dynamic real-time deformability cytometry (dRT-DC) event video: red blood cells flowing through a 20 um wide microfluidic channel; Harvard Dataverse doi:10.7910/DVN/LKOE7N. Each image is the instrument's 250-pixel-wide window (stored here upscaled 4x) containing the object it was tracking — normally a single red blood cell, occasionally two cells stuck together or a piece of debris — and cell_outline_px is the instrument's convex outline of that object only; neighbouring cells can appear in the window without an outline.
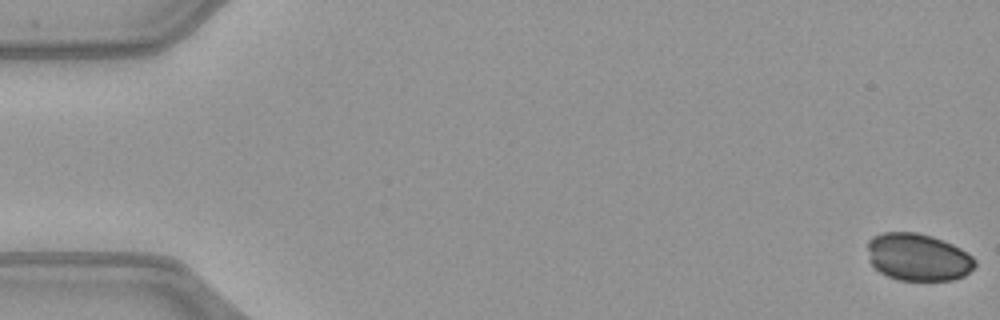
{"species": "common noctule bat (a hibernating species)", "species_latin": "Nyctalus noctula", "temperature_condition": "warm", "stored_images_in_passage": 51, "camera_frame_rate_fps": 3000, "um_per_image_px": 0.085, "animal": {"sex": "female", "body_mass_g": 21.9}, "frame": {"image": 1, "passage_image": 1, "time_ms": 0.0, "image_size_px": [1000, 320], "cell_outline_px": [[976, 264], [964, 276], [952, 280], [900, 280], [888, 276], [880, 272], [868, 260], [868, 240], [872, 236], [884, 232], [916, 232], [932, 236], [944, 240], [960, 248], [972, 256], [976, 260]], "centroid_in_image_um": [78.02, 21.84], "position_along_channel_um": 7.0, "area_um2": 29.71}}
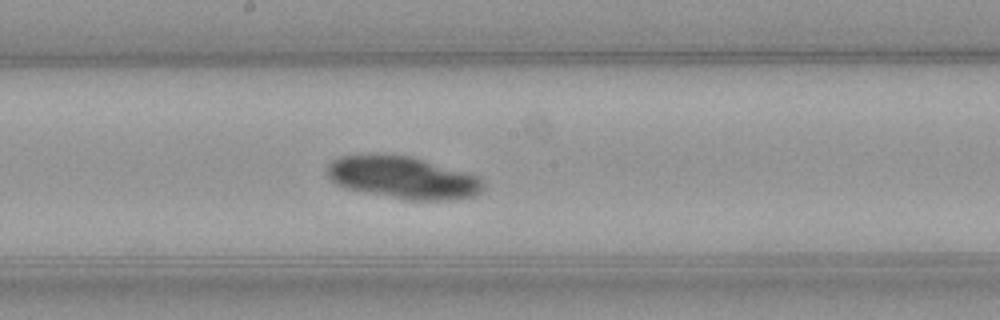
{"frame": {"image": 2, "passage_image": 28, "time_ms": 9.0, "image_size_px": [1000, 320], "cell_outline_px": [[484, 188], [476, 196], [456, 200], [404, 200], [344, 188], [336, 184], [328, 176], [328, 164], [332, 160], [340, 156], [412, 156], [468, 172], [480, 176], [484, 180]], "centroid_in_image_um": [34.34, 15.13], "position_along_channel_um": 213.9, "area_um2": 38.55}}
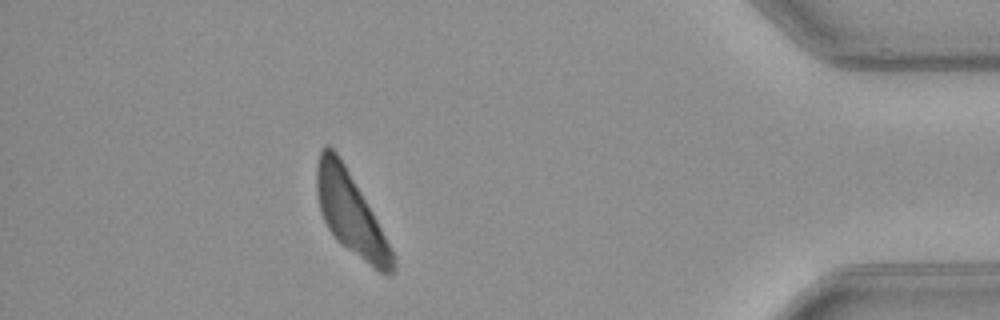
{"frame": {"image": 3, "passage_image": 46, "time_ms": 15.0, "image_size_px": [1000, 320], "cell_outline_px": [[396, 268], [392, 272], [380, 272], [340, 244], [336, 240], [328, 228], [320, 212], [316, 196], [316, 164], [320, 152], [324, 144], [328, 144], [336, 152], [344, 164], [372, 212], [396, 260]], "centroid_in_image_um": [29.74, 18.1], "position_along_channel_um": 405.5, "area_um2": 35.43}}